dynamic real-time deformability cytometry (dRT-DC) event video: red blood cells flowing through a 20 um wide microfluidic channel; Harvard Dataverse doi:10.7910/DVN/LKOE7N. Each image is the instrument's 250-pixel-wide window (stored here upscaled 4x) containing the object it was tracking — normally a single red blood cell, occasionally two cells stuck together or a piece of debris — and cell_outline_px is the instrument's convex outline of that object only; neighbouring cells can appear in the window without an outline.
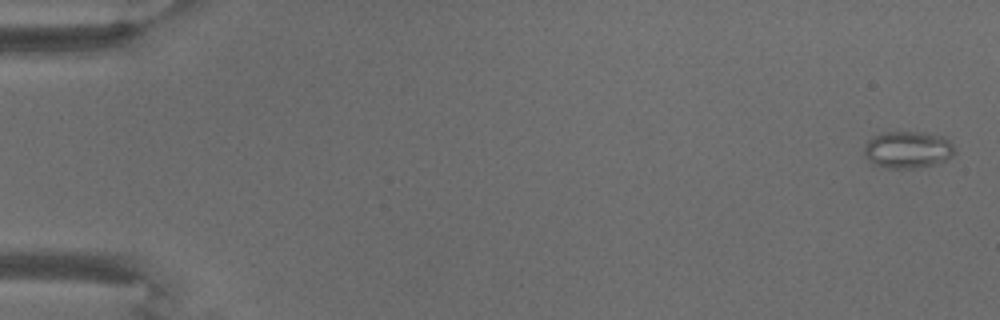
{"species": "common noctule bat (a hibernating species)", "species_latin": "Nyctalus noctula", "temperature_condition": "warm", "stored_images_in_passage": 11, "camera_frame_rate_fps": 3000, "um_per_image_px": 0.085, "animal": {"sex": "male", "body_mass_g": 18.8}, "frame": {"image": 1, "passage_image": 1, "time_ms": 0.0, "image_size_px": [1000, 320], "cell_outline_px": [[956, 152], [948, 160], [932, 164], [912, 168], [888, 168], [876, 164], [864, 156], [864, 144], [872, 136], [884, 132], [924, 132], [944, 136], [952, 144]], "centroid_in_image_um": [77.17, 12.7], "position_along_channel_um": 7.8, "area_um2": 19.54}}
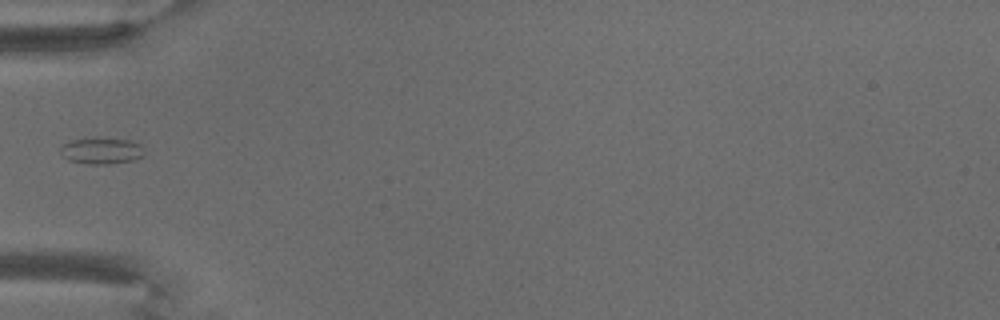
{"frame": {"image": 2, "passage_image": 7, "time_ms": 8.0, "image_size_px": [1000, 320], "cell_outline_px": [[144, 156], [132, 160], [108, 164], [88, 164], [68, 160], [60, 152], [60, 148], [64, 144], [72, 140], [84, 136], [96, 136], [128, 140], [140, 144], [144, 148]], "centroid_in_image_um": [8.62, 12.78], "position_along_channel_um": 76.4, "area_um2": 13.29}}
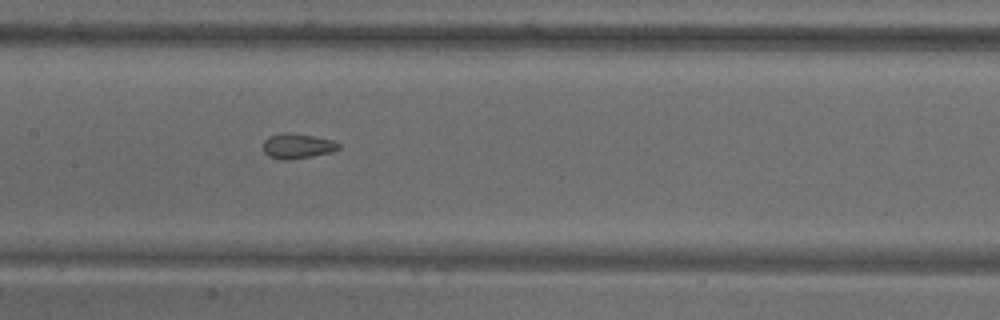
{"frame": {"image": 3, "passage_image": 10, "time_ms": 11.667, "image_size_px": [1000, 320], "cell_outline_px": [[340, 148], [332, 152], [312, 156], [288, 160], [280, 160], [268, 156], [264, 152], [264, 140], [268, 136], [284, 132], [292, 132], [332, 140], [340, 144]], "centroid_in_image_um": [25.26, 12.41], "position_along_channel_um": 182.1, "area_um2": 11.1}}